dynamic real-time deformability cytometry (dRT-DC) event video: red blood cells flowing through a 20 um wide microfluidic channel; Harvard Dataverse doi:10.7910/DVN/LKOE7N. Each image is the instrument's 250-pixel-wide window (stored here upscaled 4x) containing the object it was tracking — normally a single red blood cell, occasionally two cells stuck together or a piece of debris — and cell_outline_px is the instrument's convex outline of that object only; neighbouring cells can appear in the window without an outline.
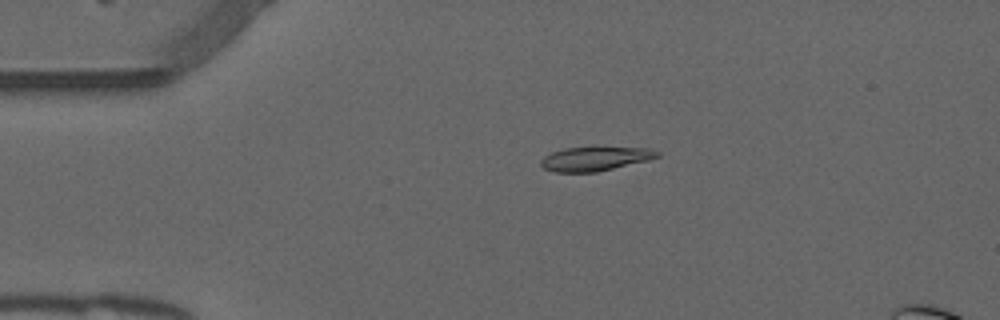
{"species": "common noctule bat (a hibernating species)", "species_latin": "Nyctalus noctula", "temperature_condition": "warm", "stored_images_in_passage": 42, "camera_frame_rate_fps": 3000, "um_per_image_px": 0.085, "animal": {"sex": "male", "forearm_length_mm": 52.5}, "frame": {"image": 1, "passage_image": 1, "time_ms": 0.0, "image_size_px": [1000, 320], "cell_outline_px": [[660, 156], [648, 160], [596, 172], [556, 172], [544, 168], [540, 164], [540, 160], [544, 156], [552, 152], [564, 148], [648, 148], [660, 152]], "centroid_in_image_um": [50.56, 13.5], "position_along_channel_um": 34.4, "area_um2": 16.01}}
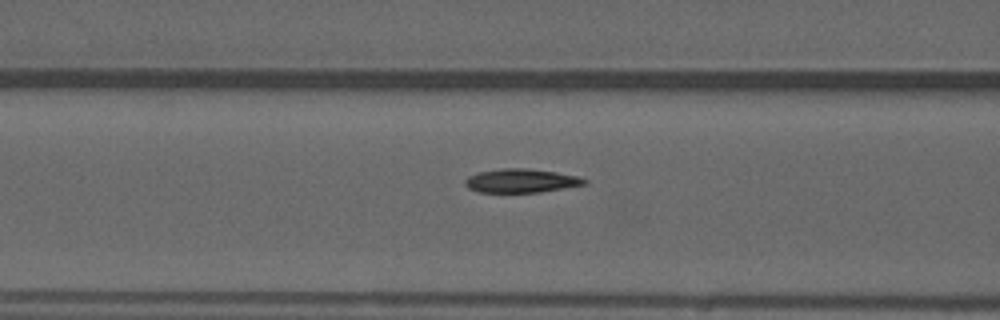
{"frame": {"image": 2, "passage_image": 11, "time_ms": 3.333, "image_size_px": [1000, 320], "cell_outline_px": [[588, 184], [540, 192], [476, 192], [468, 188], [464, 184], [464, 180], [468, 176], [480, 172], [500, 168], [524, 168], [556, 172], [580, 176], [588, 180]], "centroid_in_image_um": [44.31, 15.36], "position_along_channel_um": 122.3, "area_um2": 16.65}}
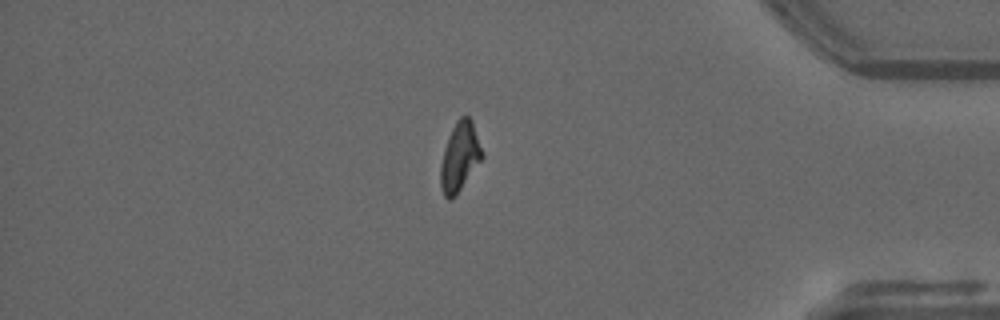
{"frame": {"image": 3, "passage_image": 35, "time_ms": 11.333, "image_size_px": [1000, 320], "cell_outline_px": [[484, 156], [456, 196], [448, 200], [444, 196], [440, 184], [440, 164], [444, 148], [452, 128], [456, 120], [460, 116], [468, 116], [472, 120], [484, 152]], "centroid_in_image_um": [39.08, 13.32], "position_along_channel_um": 396.1, "area_um2": 16.88}, "authors_computed_cell_mechanics": {"area_um2": 16.8487, "velocity_mm_per_s": 3.8456, "shape_relaxation_time_tau1_ms": 9.3997, "shape_relaxation_time_tau2_ms": 3.0089, "deformation_change_tau1": 0.2568, "deformation_change_tau2": 0.0749}}